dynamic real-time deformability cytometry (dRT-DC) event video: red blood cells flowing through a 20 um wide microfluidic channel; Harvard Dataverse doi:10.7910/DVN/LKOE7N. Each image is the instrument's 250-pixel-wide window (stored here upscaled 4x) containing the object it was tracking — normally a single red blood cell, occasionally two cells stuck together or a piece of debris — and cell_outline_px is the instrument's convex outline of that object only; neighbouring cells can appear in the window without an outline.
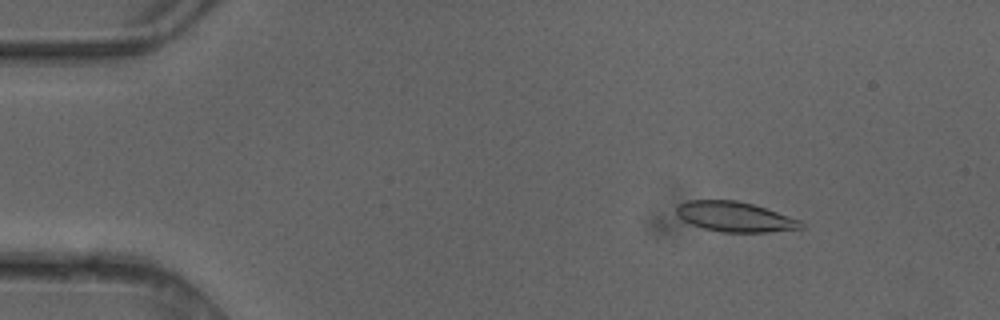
{"species": "common noctule bat (a hibernating species)", "species_latin": "Nyctalus noctula", "temperature_condition": "cold", "stored_images_in_passage": 4, "camera_frame_rate_fps": 3000, "um_per_image_px": 0.085, "animal": {"sex": "female"}, "frame": {"image": 1, "passage_image": 2, "time_ms": 0.333, "image_size_px": [1000, 320], "cell_outline_px": [[804, 228], [768, 232], [720, 232], [704, 228], [692, 224], [684, 220], [676, 212], [676, 208], [680, 204], [688, 200], [736, 200], [752, 204], [800, 220], [804, 224]], "centroid_in_image_um": [62.48, 18.43], "position_along_channel_um": 22.5, "area_um2": 21.5}}
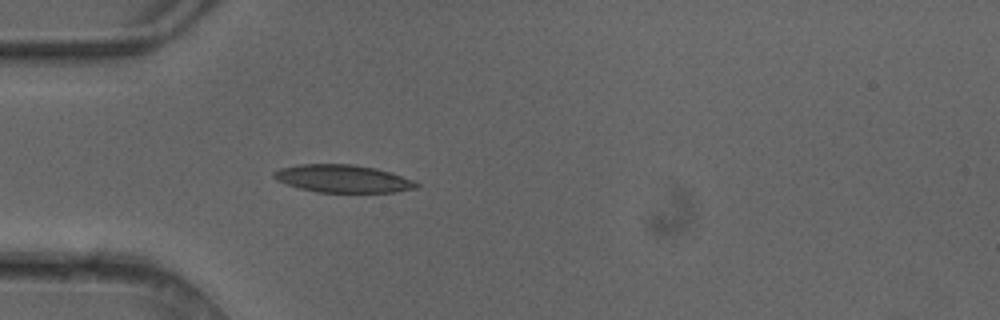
{"frame": {"image": 2, "passage_image": 4, "time_ms": 1.0, "image_size_px": [1000, 320], "cell_outline_px": [[420, 184], [416, 188], [396, 192], [316, 192], [300, 188], [276, 180], [272, 176], [272, 172], [280, 168], [296, 164], [352, 164], [376, 168], [392, 172], [412, 180]], "centroid_in_image_um": [29.13, 15.18], "position_along_channel_um": 55.9, "area_um2": 23.06}}